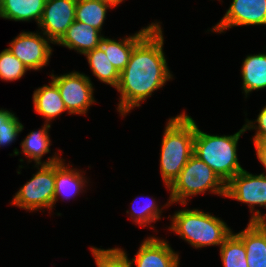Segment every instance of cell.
Listing matches in <instances>:
<instances>
[{"label":"cell","mask_w":266,"mask_h":267,"mask_svg":"<svg viewBox=\"0 0 266 267\" xmlns=\"http://www.w3.org/2000/svg\"><path fill=\"white\" fill-rule=\"evenodd\" d=\"M159 24L134 46L128 64L120 73L115 89L120 92L117 110L123 117L173 78L164 56V37Z\"/></svg>","instance_id":"6da1fadb"},{"label":"cell","mask_w":266,"mask_h":267,"mask_svg":"<svg viewBox=\"0 0 266 267\" xmlns=\"http://www.w3.org/2000/svg\"><path fill=\"white\" fill-rule=\"evenodd\" d=\"M160 153V171L166 188L179 176L194 153L196 123L182 112L169 118L164 129Z\"/></svg>","instance_id":"7a4b0ae2"},{"label":"cell","mask_w":266,"mask_h":267,"mask_svg":"<svg viewBox=\"0 0 266 267\" xmlns=\"http://www.w3.org/2000/svg\"><path fill=\"white\" fill-rule=\"evenodd\" d=\"M243 127L233 135H210L196 125L194 136V155L205 162L217 176L227 184L237 173L243 170L238 162L237 145Z\"/></svg>","instance_id":"3957f363"},{"label":"cell","mask_w":266,"mask_h":267,"mask_svg":"<svg viewBox=\"0 0 266 267\" xmlns=\"http://www.w3.org/2000/svg\"><path fill=\"white\" fill-rule=\"evenodd\" d=\"M169 229L195 248L221 246L232 233L218 217L198 209H183L174 213Z\"/></svg>","instance_id":"277c9868"},{"label":"cell","mask_w":266,"mask_h":267,"mask_svg":"<svg viewBox=\"0 0 266 267\" xmlns=\"http://www.w3.org/2000/svg\"><path fill=\"white\" fill-rule=\"evenodd\" d=\"M168 190L170 197L165 206L176 202L185 206L189 197L203 194L207 190L225 197L226 184L205 162L193 154Z\"/></svg>","instance_id":"5b68a950"},{"label":"cell","mask_w":266,"mask_h":267,"mask_svg":"<svg viewBox=\"0 0 266 267\" xmlns=\"http://www.w3.org/2000/svg\"><path fill=\"white\" fill-rule=\"evenodd\" d=\"M35 167L38 171L18 190L11 204L32 212L42 208L51 211L55 189V163L35 164Z\"/></svg>","instance_id":"8992f818"},{"label":"cell","mask_w":266,"mask_h":267,"mask_svg":"<svg viewBox=\"0 0 266 267\" xmlns=\"http://www.w3.org/2000/svg\"><path fill=\"white\" fill-rule=\"evenodd\" d=\"M225 197L248 204L252 213L249 222H258L263 214L255 206L266 208V175H254L243 169L226 184Z\"/></svg>","instance_id":"52a82bcc"},{"label":"cell","mask_w":266,"mask_h":267,"mask_svg":"<svg viewBox=\"0 0 266 267\" xmlns=\"http://www.w3.org/2000/svg\"><path fill=\"white\" fill-rule=\"evenodd\" d=\"M57 85L68 114H86L96 100L93 97V84L90 78L79 72L51 75Z\"/></svg>","instance_id":"ba28073f"},{"label":"cell","mask_w":266,"mask_h":267,"mask_svg":"<svg viewBox=\"0 0 266 267\" xmlns=\"http://www.w3.org/2000/svg\"><path fill=\"white\" fill-rule=\"evenodd\" d=\"M40 33L22 32L9 43V51L29 70L42 69L49 64L52 55V42Z\"/></svg>","instance_id":"9c48e42d"},{"label":"cell","mask_w":266,"mask_h":267,"mask_svg":"<svg viewBox=\"0 0 266 267\" xmlns=\"http://www.w3.org/2000/svg\"><path fill=\"white\" fill-rule=\"evenodd\" d=\"M77 0H46L38 28L56 44L75 21Z\"/></svg>","instance_id":"30bf717a"},{"label":"cell","mask_w":266,"mask_h":267,"mask_svg":"<svg viewBox=\"0 0 266 267\" xmlns=\"http://www.w3.org/2000/svg\"><path fill=\"white\" fill-rule=\"evenodd\" d=\"M212 31L222 33L235 26L266 25V0H232Z\"/></svg>","instance_id":"8fae6325"},{"label":"cell","mask_w":266,"mask_h":267,"mask_svg":"<svg viewBox=\"0 0 266 267\" xmlns=\"http://www.w3.org/2000/svg\"><path fill=\"white\" fill-rule=\"evenodd\" d=\"M179 254L167 241L154 236L144 239L130 264L136 267H179Z\"/></svg>","instance_id":"7c38bea8"},{"label":"cell","mask_w":266,"mask_h":267,"mask_svg":"<svg viewBox=\"0 0 266 267\" xmlns=\"http://www.w3.org/2000/svg\"><path fill=\"white\" fill-rule=\"evenodd\" d=\"M100 33V34H99ZM101 31L83 22L74 21L56 43L85 55L100 46Z\"/></svg>","instance_id":"4fadbf2b"},{"label":"cell","mask_w":266,"mask_h":267,"mask_svg":"<svg viewBox=\"0 0 266 267\" xmlns=\"http://www.w3.org/2000/svg\"><path fill=\"white\" fill-rule=\"evenodd\" d=\"M159 22L151 23L143 27L132 36L116 41L111 38L103 37L100 46L104 50L109 61L121 73L129 62L130 55L134 46Z\"/></svg>","instance_id":"5bb4252c"},{"label":"cell","mask_w":266,"mask_h":267,"mask_svg":"<svg viewBox=\"0 0 266 267\" xmlns=\"http://www.w3.org/2000/svg\"><path fill=\"white\" fill-rule=\"evenodd\" d=\"M244 243L248 267H266V230L259 222H249L235 233Z\"/></svg>","instance_id":"9a60e30c"},{"label":"cell","mask_w":266,"mask_h":267,"mask_svg":"<svg viewBox=\"0 0 266 267\" xmlns=\"http://www.w3.org/2000/svg\"><path fill=\"white\" fill-rule=\"evenodd\" d=\"M33 104L35 112L40 114L42 118L44 117L47 124L67 111L60 91L52 80L49 85H44L34 91Z\"/></svg>","instance_id":"2e32d148"},{"label":"cell","mask_w":266,"mask_h":267,"mask_svg":"<svg viewBox=\"0 0 266 267\" xmlns=\"http://www.w3.org/2000/svg\"><path fill=\"white\" fill-rule=\"evenodd\" d=\"M71 165H65L61 160L55 163V189L53 206L58 201L59 196L62 199H70V197L76 196L79 192H82L87 181L82 175V171H78L74 168H69Z\"/></svg>","instance_id":"e0dca14e"},{"label":"cell","mask_w":266,"mask_h":267,"mask_svg":"<svg viewBox=\"0 0 266 267\" xmlns=\"http://www.w3.org/2000/svg\"><path fill=\"white\" fill-rule=\"evenodd\" d=\"M50 127L51 124L45 123L39 131H31L24 140L21 141V152H23L26 157L30 158L28 162L33 160L36 165H40L54 164L62 160L58 153H54L53 157H48L47 161H41L44 154L50 152V145H52L48 133Z\"/></svg>","instance_id":"ac0fdd59"},{"label":"cell","mask_w":266,"mask_h":267,"mask_svg":"<svg viewBox=\"0 0 266 267\" xmlns=\"http://www.w3.org/2000/svg\"><path fill=\"white\" fill-rule=\"evenodd\" d=\"M46 0H2L0 17L14 21L35 19L39 24Z\"/></svg>","instance_id":"d6986e66"},{"label":"cell","mask_w":266,"mask_h":267,"mask_svg":"<svg viewBox=\"0 0 266 267\" xmlns=\"http://www.w3.org/2000/svg\"><path fill=\"white\" fill-rule=\"evenodd\" d=\"M242 88L245 96L253 90L266 88V54L248 55L241 66Z\"/></svg>","instance_id":"ffe728a7"},{"label":"cell","mask_w":266,"mask_h":267,"mask_svg":"<svg viewBox=\"0 0 266 267\" xmlns=\"http://www.w3.org/2000/svg\"><path fill=\"white\" fill-rule=\"evenodd\" d=\"M117 6L111 0H77L75 21L102 30L107 10Z\"/></svg>","instance_id":"44dd1931"},{"label":"cell","mask_w":266,"mask_h":267,"mask_svg":"<svg viewBox=\"0 0 266 267\" xmlns=\"http://www.w3.org/2000/svg\"><path fill=\"white\" fill-rule=\"evenodd\" d=\"M93 75L101 82L117 87L120 73L112 65L101 46L85 54Z\"/></svg>","instance_id":"7402d4cb"},{"label":"cell","mask_w":266,"mask_h":267,"mask_svg":"<svg viewBox=\"0 0 266 267\" xmlns=\"http://www.w3.org/2000/svg\"><path fill=\"white\" fill-rule=\"evenodd\" d=\"M220 256L224 267H248L244 243L233 232L221 244Z\"/></svg>","instance_id":"603a6c76"},{"label":"cell","mask_w":266,"mask_h":267,"mask_svg":"<svg viewBox=\"0 0 266 267\" xmlns=\"http://www.w3.org/2000/svg\"><path fill=\"white\" fill-rule=\"evenodd\" d=\"M97 267H133L123 249H100L91 247Z\"/></svg>","instance_id":"cb8c5ba5"},{"label":"cell","mask_w":266,"mask_h":267,"mask_svg":"<svg viewBox=\"0 0 266 267\" xmlns=\"http://www.w3.org/2000/svg\"><path fill=\"white\" fill-rule=\"evenodd\" d=\"M29 69L15 57L8 48L0 53V79L5 81H16Z\"/></svg>","instance_id":"d4e9b609"},{"label":"cell","mask_w":266,"mask_h":267,"mask_svg":"<svg viewBox=\"0 0 266 267\" xmlns=\"http://www.w3.org/2000/svg\"><path fill=\"white\" fill-rule=\"evenodd\" d=\"M137 199V198H136ZM131 212L126 211L133 218L134 222L141 227H146L152 222H156L161 218L162 208L156 204L154 199H150L143 206L136 208L135 205L131 207Z\"/></svg>","instance_id":"484cf974"},{"label":"cell","mask_w":266,"mask_h":267,"mask_svg":"<svg viewBox=\"0 0 266 267\" xmlns=\"http://www.w3.org/2000/svg\"><path fill=\"white\" fill-rule=\"evenodd\" d=\"M23 128L24 126L13 113L0 127V147L14 142Z\"/></svg>","instance_id":"4316f807"},{"label":"cell","mask_w":266,"mask_h":267,"mask_svg":"<svg viewBox=\"0 0 266 267\" xmlns=\"http://www.w3.org/2000/svg\"><path fill=\"white\" fill-rule=\"evenodd\" d=\"M257 123L258 125H256ZM245 130L255 129L257 132L253 137V142H262L266 141V106L262 108L257 119L253 121L246 120L244 124Z\"/></svg>","instance_id":"83f0119b"},{"label":"cell","mask_w":266,"mask_h":267,"mask_svg":"<svg viewBox=\"0 0 266 267\" xmlns=\"http://www.w3.org/2000/svg\"><path fill=\"white\" fill-rule=\"evenodd\" d=\"M253 143L255 145L257 158L266 170V141Z\"/></svg>","instance_id":"f1b7e54d"},{"label":"cell","mask_w":266,"mask_h":267,"mask_svg":"<svg viewBox=\"0 0 266 267\" xmlns=\"http://www.w3.org/2000/svg\"><path fill=\"white\" fill-rule=\"evenodd\" d=\"M12 114L13 112H10L6 109H0V127Z\"/></svg>","instance_id":"f546056e"},{"label":"cell","mask_w":266,"mask_h":267,"mask_svg":"<svg viewBox=\"0 0 266 267\" xmlns=\"http://www.w3.org/2000/svg\"><path fill=\"white\" fill-rule=\"evenodd\" d=\"M258 222L266 230V213L263 215V217Z\"/></svg>","instance_id":"4dcf8cb0"},{"label":"cell","mask_w":266,"mask_h":267,"mask_svg":"<svg viewBox=\"0 0 266 267\" xmlns=\"http://www.w3.org/2000/svg\"><path fill=\"white\" fill-rule=\"evenodd\" d=\"M112 2H114L116 5H119L120 3H122V1L124 0H111Z\"/></svg>","instance_id":"1f68e13d"}]
</instances>
